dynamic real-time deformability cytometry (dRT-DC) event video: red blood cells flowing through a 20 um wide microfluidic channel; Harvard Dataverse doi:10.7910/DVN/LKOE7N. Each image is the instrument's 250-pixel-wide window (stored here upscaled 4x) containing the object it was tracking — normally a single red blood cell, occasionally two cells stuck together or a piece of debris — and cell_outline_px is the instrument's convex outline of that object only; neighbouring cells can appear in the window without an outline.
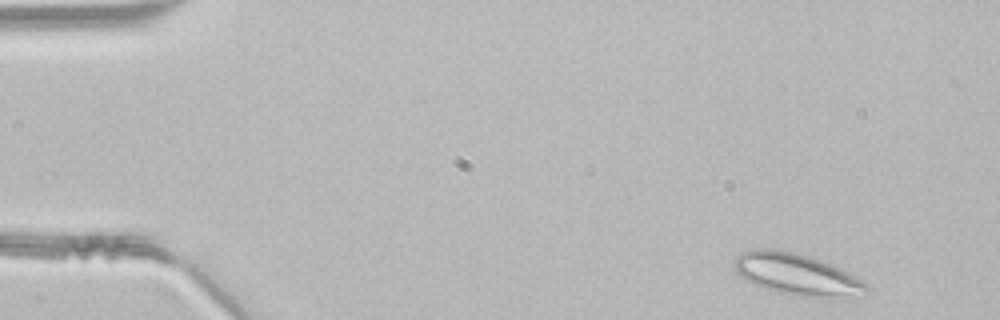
{"species": "common noctule bat (a hibernating species)", "species_latin": "Nyctalus noctula", "temperature_condition": "room temperature", "stored_images_in_passage": 47, "camera_frame_rate_fps": 3000, "um_per_image_px": 0.085, "animal": {"sex": "male", "body_mass_g": 21.5, "forearm_length_mm": 52.0}, "frame": {"image": 1, "passage_image": 2, "time_ms": 0.333, "image_size_px": [1000, 320], "cell_outline_px": [[868, 292], [820, 296], [800, 296], [776, 292], [744, 280], [736, 272], [732, 264], [732, 260], [740, 252], [756, 248], [768, 248], [792, 252], [832, 264], [840, 268], [868, 284]], "centroid_in_image_um": [67.57, 23.27], "position_along_channel_um": 17.4, "area_um2": 31.21}}
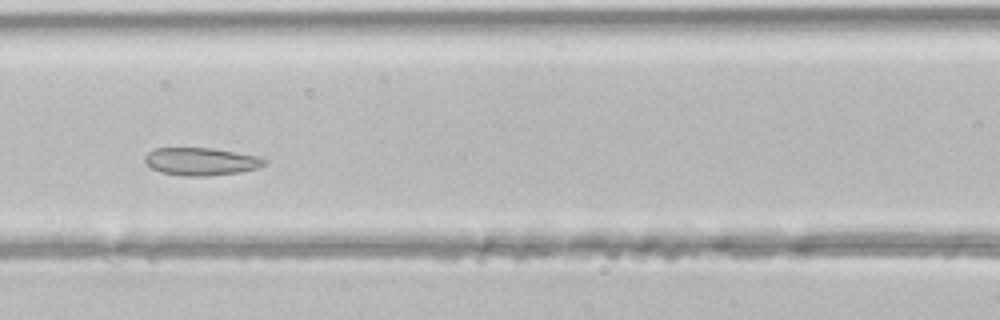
{"frame": {"image": 2, "passage_image": 19, "time_ms": 6.0, "image_size_px": [1000, 320], "cell_outline_px": [[268, 164], [256, 168], [240, 172], [208, 176], [180, 176], [160, 172], [152, 168], [144, 160], [144, 156], [152, 148], [212, 148], [256, 156], [268, 160]], "centroid_in_image_um": [17.07, 13.73], "position_along_channel_um": 149.5, "area_um2": 19.36}}
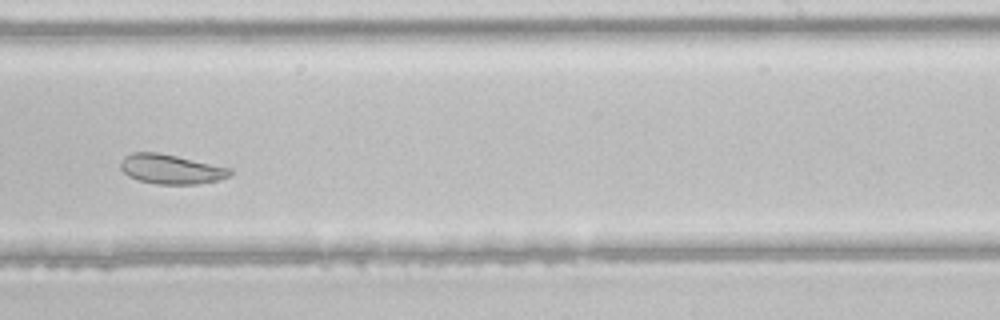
{"frame": {"image": 3, "passage_image": 28, "time_ms": 9.0, "image_size_px": [1000, 320], "cell_outline_px": [[232, 176], [220, 180], [196, 184], [156, 184], [136, 180], [128, 176], [120, 168], [120, 160], [124, 156], [132, 152], [156, 152], [176, 156], [232, 168]], "centroid_in_image_um": [14.53, 14.38], "position_along_channel_um": 274.5, "area_um2": 19.07}}